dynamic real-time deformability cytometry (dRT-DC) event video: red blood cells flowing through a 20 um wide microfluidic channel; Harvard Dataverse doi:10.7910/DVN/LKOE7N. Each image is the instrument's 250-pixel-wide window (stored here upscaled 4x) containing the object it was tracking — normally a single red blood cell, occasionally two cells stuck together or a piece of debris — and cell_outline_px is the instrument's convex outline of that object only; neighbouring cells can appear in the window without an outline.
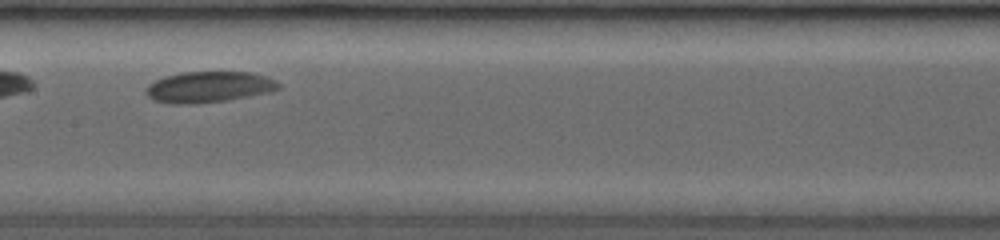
{"species": "common noctule bat (a hibernating species)", "species_latin": "Nyctalus noctula", "temperature_condition": "room temperature", "stored_images_in_passage": 16, "camera_frame_rate_fps": 3500, "um_per_image_px": 0.085, "animal": {"sex": "female", "body_mass_g": 19.0, "forearm_length_mm": 53.3}, "frame": {"image": 1, "passage_image": 10, "time_ms": 4.286, "image_size_px": [1000, 240], "cell_outline_px": [[280, 88], [268, 92], [224, 100], [156, 100], [148, 96], [144, 92], [144, 88], [148, 84], [164, 76], [184, 72], [252, 72], [276, 80], [280, 84]], "centroid_in_image_um": [17.81, 7.31], "position_along_channel_um": 189.6, "area_um2": 22.48}}